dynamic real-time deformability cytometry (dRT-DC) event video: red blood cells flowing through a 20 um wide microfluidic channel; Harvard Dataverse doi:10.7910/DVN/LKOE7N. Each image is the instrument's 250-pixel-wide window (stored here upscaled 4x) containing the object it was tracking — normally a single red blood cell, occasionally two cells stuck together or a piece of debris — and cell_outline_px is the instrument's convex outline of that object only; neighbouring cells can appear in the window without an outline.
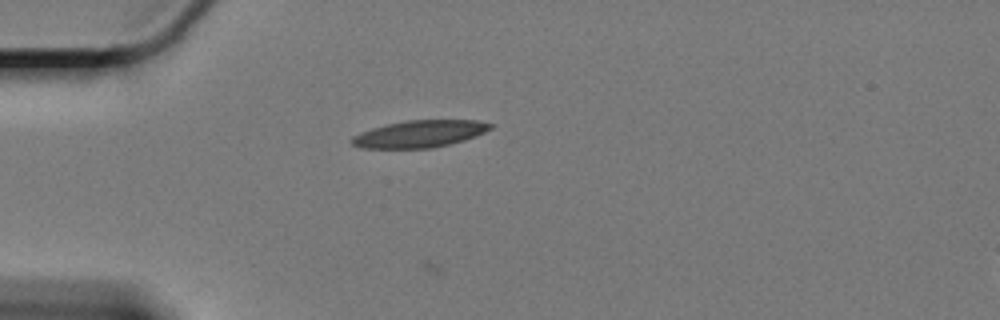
{"species": "Egyptian fruit bat (a non-hibernating species)", "species_latin": "Rousettus aegyptiacus", "temperature_condition": "cold", "stored_images_in_passage": 32, "camera_frame_rate_fps": 3000, "um_per_image_px": 0.085, "animal": {"sex": "female"}, "frame": {"image": 1, "passage_image": 1, "time_ms": 0.0, "image_size_px": [1000, 320], "cell_outline_px": [[496, 124], [492, 128], [484, 132], [464, 140], [432, 148], [360, 148], [352, 144], [348, 140], [352, 136], [360, 132], [372, 128], [388, 124], [408, 120], [476, 120]], "centroid_in_image_um": [35.65, 11.38], "position_along_channel_um": 49.4, "area_um2": 21.85}}
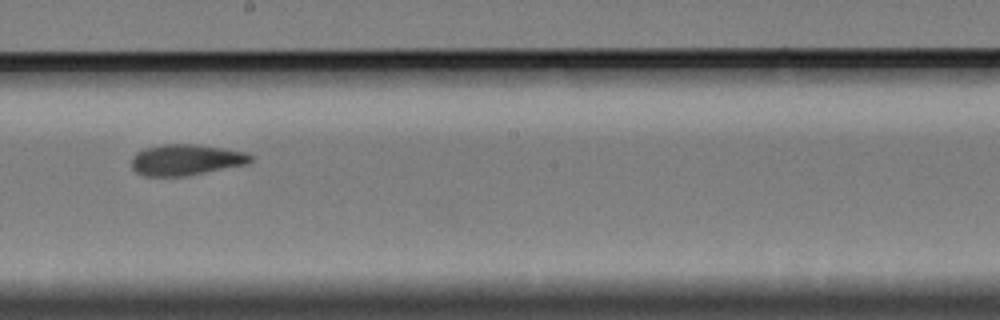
{"frame": {"image": 2, "passage_image": 19, "time_ms": 6.0, "image_size_px": [1000, 320], "cell_outline_px": [[252, 160], [248, 164], [184, 176], [144, 176], [136, 172], [132, 168], [132, 156], [136, 152], [144, 148], [164, 144], [196, 144], [224, 148], [244, 152], [252, 156]], "centroid_in_image_um": [15.78, 13.58], "position_along_channel_um": 232.4, "area_um2": 21.5}}
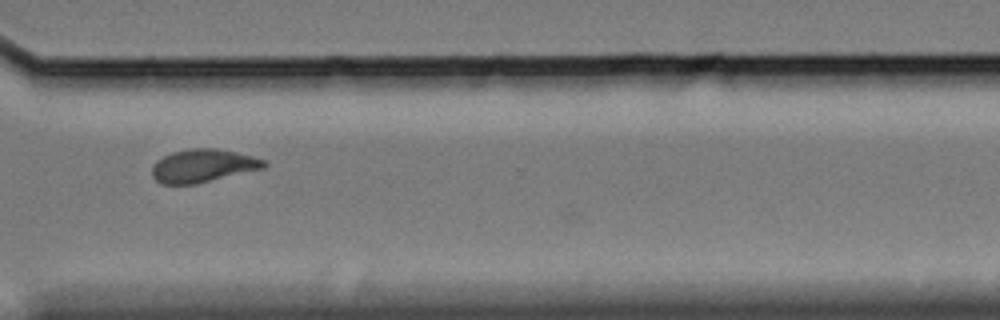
{"frame": {"image": 3, "passage_image": 30, "time_ms": 9.667, "image_size_px": [1000, 320], "cell_outline_px": [[268, 164], [264, 168], [196, 184], [160, 184], [152, 176], [152, 168], [156, 160], [172, 152], [188, 148], [216, 148], [236, 152], [252, 156], [264, 160]], "centroid_in_image_um": [17.23, 14.09], "position_along_channel_um": 353.4, "area_um2": 21.62}}